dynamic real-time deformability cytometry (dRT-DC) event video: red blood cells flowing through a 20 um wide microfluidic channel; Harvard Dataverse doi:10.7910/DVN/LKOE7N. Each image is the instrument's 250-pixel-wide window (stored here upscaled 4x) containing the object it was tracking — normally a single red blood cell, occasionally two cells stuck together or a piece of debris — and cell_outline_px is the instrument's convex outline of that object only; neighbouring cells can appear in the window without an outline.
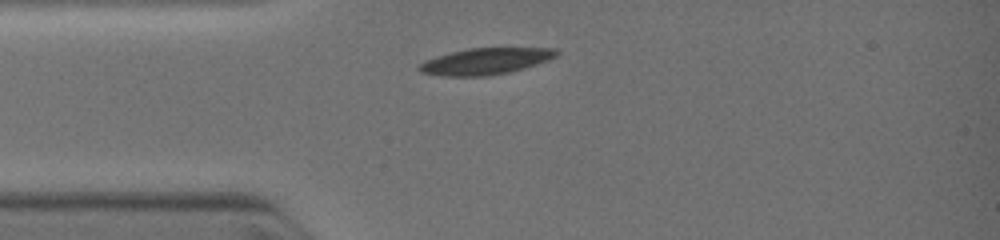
{"species": "common noctule bat (a hibernating species)", "species_latin": "Nyctalus noctula", "temperature_condition": "warm", "stored_images_in_passage": 1, "camera_frame_rate_fps": 3000, "um_per_image_px": 0.085, "animal": {"sex": "female", "body_mass_g": 19.0, "forearm_length_mm": 51.5}, "frame": {"image": 1, "passage_image": 1, "time_ms": 0.0, "image_size_px": [1000, 240], "cell_outline_px": [[560, 52], [556, 56], [548, 60], [524, 68], [508, 72], [488, 76], [444, 76], [420, 72], [416, 68], [420, 64], [436, 56], [468, 48], [556, 48]], "centroid_in_image_um": [41.28, 5.2], "position_along_channel_um": 43.7, "area_um2": 20.98}}